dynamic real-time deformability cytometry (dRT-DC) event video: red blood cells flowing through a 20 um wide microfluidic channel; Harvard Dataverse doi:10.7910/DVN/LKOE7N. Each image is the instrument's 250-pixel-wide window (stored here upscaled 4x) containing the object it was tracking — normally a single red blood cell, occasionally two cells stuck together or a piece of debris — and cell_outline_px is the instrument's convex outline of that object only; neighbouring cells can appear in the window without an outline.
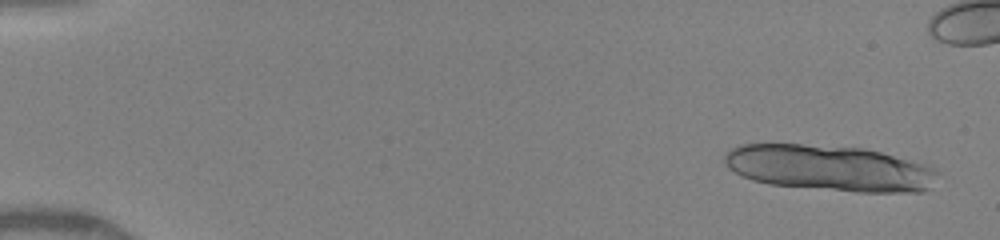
{"species": "human", "species_latin": "Homo sapiens", "temperature_condition": "warm", "stored_images_in_passage": 37, "camera_frame_rate_fps": 3000, "um_per_image_px": 0.085, "donor": {"sex": "female"}, "frame": {"image": 1, "passage_image": 2, "time_ms": 0.667, "image_size_px": [1000, 240], "cell_outline_px": [[940, 172], [928, 188], [924, 192], [856, 192], [768, 184], [752, 180], [728, 168], [724, 164], [724, 156], [732, 148], [740, 144], [800, 144], [864, 148], [932, 164]], "centroid_in_image_um": [70.57, 14.28], "position_along_channel_um": 14.4, "area_um2": 57.45}}
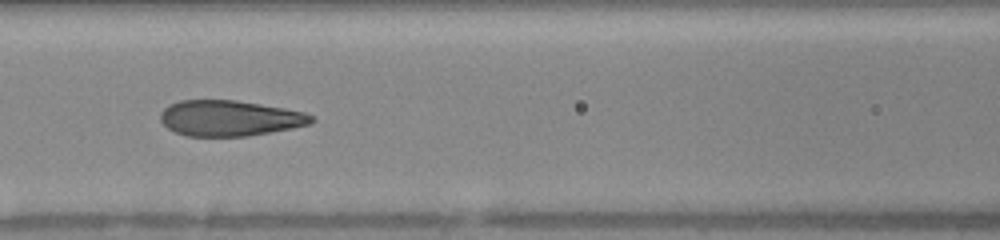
{"frame": {"image": 2, "passage_image": 19, "time_ms": 7.667, "image_size_px": [1000, 240], "cell_outline_px": [[316, 120], [308, 124], [292, 128], [248, 136], [188, 136], [176, 132], [168, 128], [160, 120], [160, 112], [168, 104], [180, 100], [236, 100], [284, 108], [304, 112], [312, 116]], "centroid_in_image_um": [19.49, 10.04], "position_along_channel_um": 147.1, "area_um2": 31.33}}
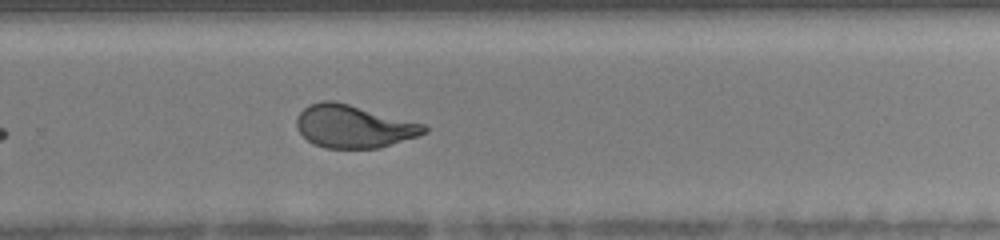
{"frame": {"image": 3, "passage_image": 34, "time_ms": 11.333, "image_size_px": [1000, 240], "cell_outline_px": [[428, 132], [380, 148], [324, 148], [308, 140], [300, 132], [296, 124], [296, 120], [300, 112], [308, 104], [320, 100], [336, 100], [424, 124], [428, 128]], "centroid_in_image_um": [30.05, 10.72], "position_along_channel_um": 299.8, "area_um2": 31.79}}